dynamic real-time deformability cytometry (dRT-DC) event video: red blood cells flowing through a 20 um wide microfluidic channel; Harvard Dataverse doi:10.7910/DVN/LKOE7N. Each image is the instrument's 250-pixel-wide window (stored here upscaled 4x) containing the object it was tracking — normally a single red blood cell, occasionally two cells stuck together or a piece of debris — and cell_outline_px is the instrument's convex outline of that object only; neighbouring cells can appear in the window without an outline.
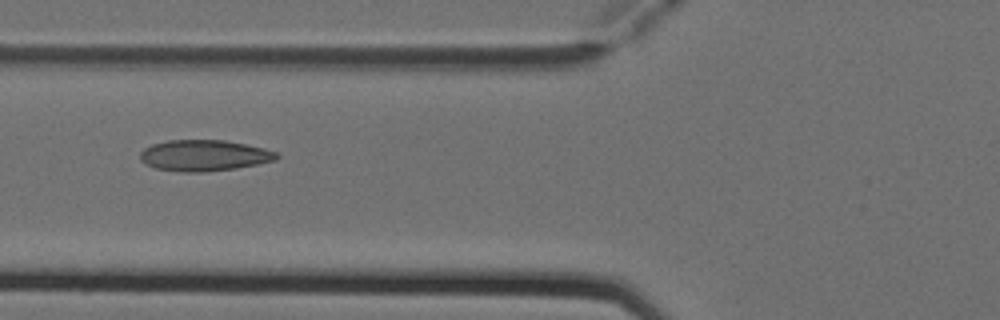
{"species": "Egyptian fruit bat (a non-hibernating species)", "species_latin": "Rousettus aegyptiacus", "temperature_condition": "cold", "stored_images_in_passage": 4, "camera_frame_rate_fps": 3000, "um_per_image_px": 0.085, "animal": {"sex": "female"}, "frame": {"image": 1, "passage_image": 4, "time_ms": 1.0, "image_size_px": [1000, 320], "cell_outline_px": [[280, 156], [276, 160], [236, 168], [200, 172], [184, 172], [156, 168], [140, 160], [140, 152], [144, 148], [152, 144], [168, 140], [224, 140], [264, 148], [276, 152]], "centroid_in_image_um": [17.34, 13.21], "position_along_channel_um": 108.5, "area_um2": 24.51}}